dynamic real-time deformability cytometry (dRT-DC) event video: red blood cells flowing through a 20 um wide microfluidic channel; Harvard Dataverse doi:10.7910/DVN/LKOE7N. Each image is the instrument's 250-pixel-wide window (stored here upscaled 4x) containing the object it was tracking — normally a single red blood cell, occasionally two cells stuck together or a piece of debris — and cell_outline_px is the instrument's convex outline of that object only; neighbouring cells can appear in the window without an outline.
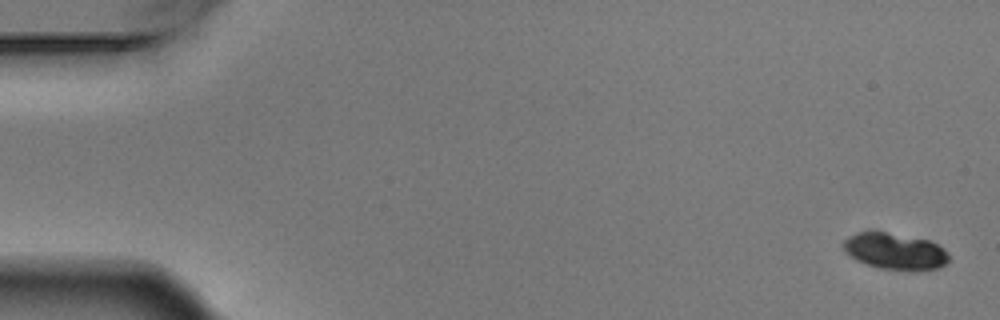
{"species": "Egyptian fruit bat (a non-hibernating species)", "species_latin": "Rousettus aegyptiacus", "temperature_condition": "warm", "stored_images_in_passage": 5, "camera_frame_rate_fps": 3000, "um_per_image_px": 0.085, "animal": {"sex": "male"}, "frame": {"image": 1, "passage_image": 1, "time_ms": 0.0, "image_size_px": [1000, 320], "cell_outline_px": [[948, 260], [940, 268], [880, 268], [856, 260], [848, 256], [844, 252], [840, 244], [848, 236], [860, 232], [884, 232], [928, 240], [944, 248], [948, 252]], "centroid_in_image_um": [76.0, 21.32], "position_along_channel_um": 9.0, "area_um2": 21.79}}
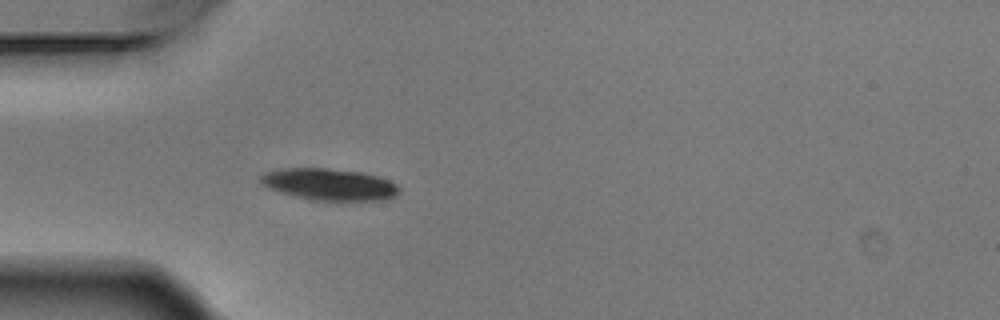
{"frame": {"image": 2, "passage_image": 5, "time_ms": 1.333, "image_size_px": [1000, 320], "cell_outline_px": [[400, 192], [396, 196], [388, 200], [312, 200], [280, 192], [268, 188], [260, 184], [260, 176], [264, 172], [280, 168], [328, 168], [364, 172], [388, 180], [396, 184], [400, 188]], "centroid_in_image_um": [27.99, 15.66], "position_along_channel_um": 57.0, "area_um2": 25.84}}